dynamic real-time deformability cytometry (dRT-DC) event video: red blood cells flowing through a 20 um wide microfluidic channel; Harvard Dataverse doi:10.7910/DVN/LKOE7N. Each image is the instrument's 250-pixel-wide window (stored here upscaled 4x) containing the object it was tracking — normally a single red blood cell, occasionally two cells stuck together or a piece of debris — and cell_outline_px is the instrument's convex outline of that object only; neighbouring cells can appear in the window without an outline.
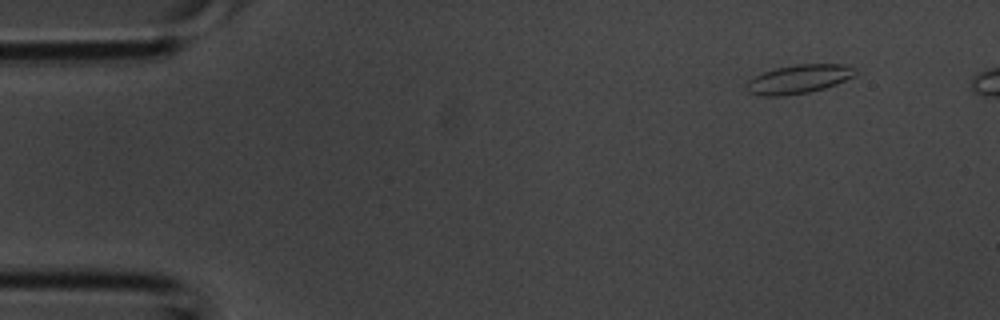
{"species": "common noctule bat (a hibernating species)", "species_latin": "Nyctalus noctula", "temperature_condition": "room temperature", "stored_images_in_passage": 33, "camera_frame_rate_fps": 3000, "um_per_image_px": 0.085, "animal": {"sex": "male", "body_mass_g": 20.1, "forearm_length_mm": 53.5}, "frame": {"image": 1, "passage_image": 1, "time_ms": 0.0, "image_size_px": [1000, 320], "cell_outline_px": [[856, 76], [836, 84], [824, 88], [808, 92], [780, 96], [756, 96], [748, 92], [744, 88], [744, 84], [752, 76], [776, 68], [796, 64], [844, 64], [852, 68]], "centroid_in_image_um": [67.8, 6.73], "position_along_channel_um": 17.2, "area_um2": 18.38}}
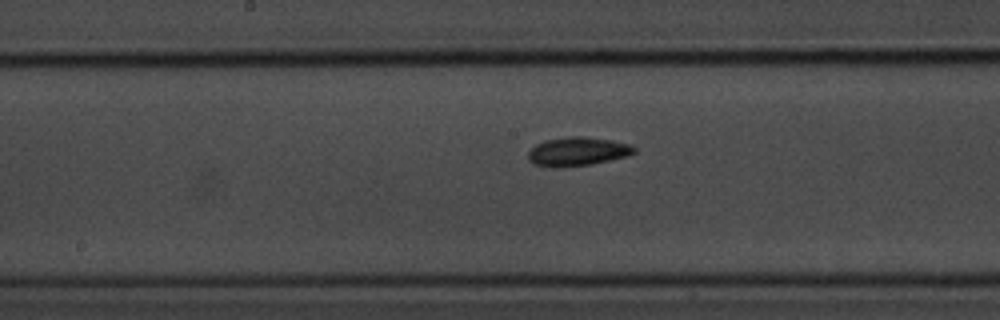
{"frame": {"image": 2, "passage_image": 17, "time_ms": 5.333, "image_size_px": [1000, 320], "cell_outline_px": [[636, 152], [628, 156], [592, 164], [560, 168], [548, 168], [532, 164], [528, 160], [528, 152], [536, 144], [544, 140], [568, 136], [584, 136], [612, 140], [628, 144], [636, 148]], "centroid_in_image_um": [49.05, 12.89], "position_along_channel_um": 199.2, "area_um2": 18.15}}
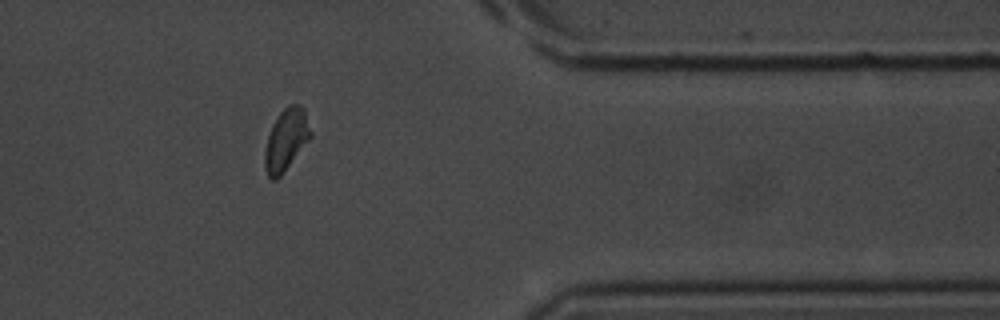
{"frame": {"image": 3, "passage_image": 29, "time_ms": 9.333, "image_size_px": [1000, 320], "cell_outline_px": [[312, 136], [280, 176], [276, 180], [272, 180], [268, 176], [264, 164], [264, 152], [268, 136], [272, 124], [280, 112], [288, 104], [300, 104], [304, 108], [312, 132]], "centroid_in_image_um": [24.32, 11.85], "position_along_channel_um": 387.1, "area_um2": 16.47}}